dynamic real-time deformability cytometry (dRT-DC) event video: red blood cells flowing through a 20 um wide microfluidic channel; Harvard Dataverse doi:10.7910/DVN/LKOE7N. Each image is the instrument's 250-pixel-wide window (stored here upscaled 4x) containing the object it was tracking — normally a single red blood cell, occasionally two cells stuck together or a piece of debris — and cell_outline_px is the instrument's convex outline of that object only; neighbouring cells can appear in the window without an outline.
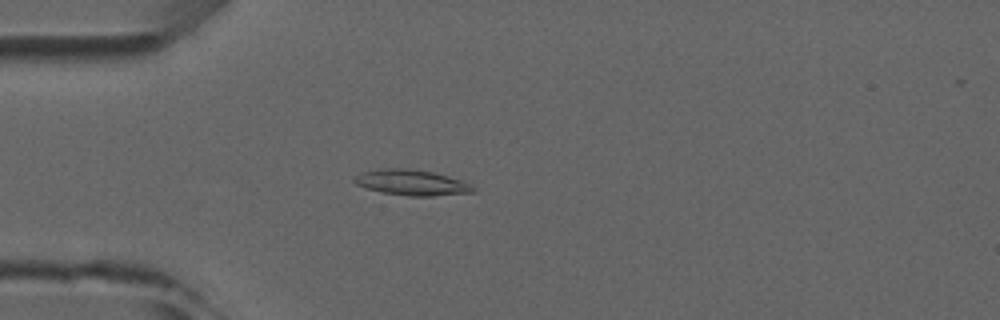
{"species": "common noctule bat (a hibernating species)", "species_latin": "Nyctalus noctula", "temperature_condition": "room temperature", "stored_images_in_passage": 4, "camera_frame_rate_fps": 3000, "um_per_image_px": 0.085, "animal": {"sex": "male", "forearm_length_mm": 52.5}, "frame": {"image": 1, "passage_image": 4, "time_ms": 4.333, "image_size_px": [1000, 320], "cell_outline_px": [[476, 192], [432, 196], [408, 196], [384, 192], [368, 188], [356, 184], [352, 180], [352, 176], [364, 172], [380, 168], [408, 168], [432, 172], [448, 176], [472, 184], [476, 188]], "centroid_in_image_um": [35.01, 15.51], "position_along_channel_um": 50.0, "area_um2": 17.74}}